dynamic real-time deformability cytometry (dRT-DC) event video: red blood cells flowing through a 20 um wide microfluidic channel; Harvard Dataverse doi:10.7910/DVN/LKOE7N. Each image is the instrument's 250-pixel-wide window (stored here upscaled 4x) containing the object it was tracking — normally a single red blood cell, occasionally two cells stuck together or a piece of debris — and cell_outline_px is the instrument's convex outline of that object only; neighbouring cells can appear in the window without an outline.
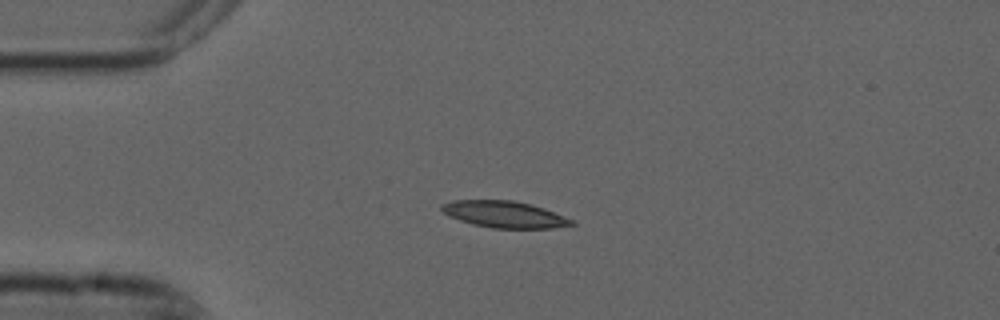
{"species": "common noctule bat (a hibernating species)", "species_latin": "Nyctalus noctula", "temperature_condition": "cold", "stored_images_in_passage": 7, "camera_frame_rate_fps": 3000, "um_per_image_px": 0.085, "animal": {"sex": "male", "forearm_length_mm": 52.5}, "frame": {"image": 1, "passage_image": 4, "time_ms": 1.0, "image_size_px": [1000, 320], "cell_outline_px": [[576, 224], [552, 228], [492, 228], [472, 224], [448, 216], [440, 208], [440, 204], [452, 200], [512, 200], [544, 208], [572, 220]], "centroid_in_image_um": [42.82, 18.22], "position_along_channel_um": 42.2, "area_um2": 20.0}}
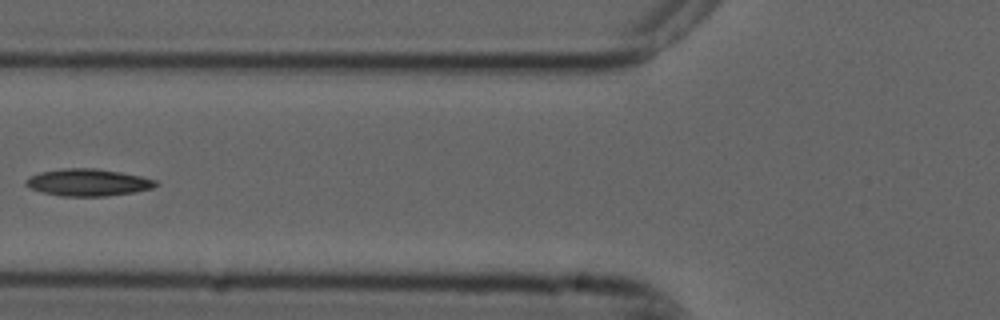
{"frame": {"image": 2, "passage_image": 6, "time_ms": 1.667, "image_size_px": [1000, 320], "cell_outline_px": [[160, 184], [152, 188], [132, 192], [108, 196], [60, 196], [28, 188], [24, 184], [24, 180], [28, 176], [40, 172], [64, 168], [96, 168], [120, 172], [140, 176], [156, 180]], "centroid_in_image_um": [7.44, 15.5], "position_along_channel_um": 118.4, "area_um2": 20.58}}
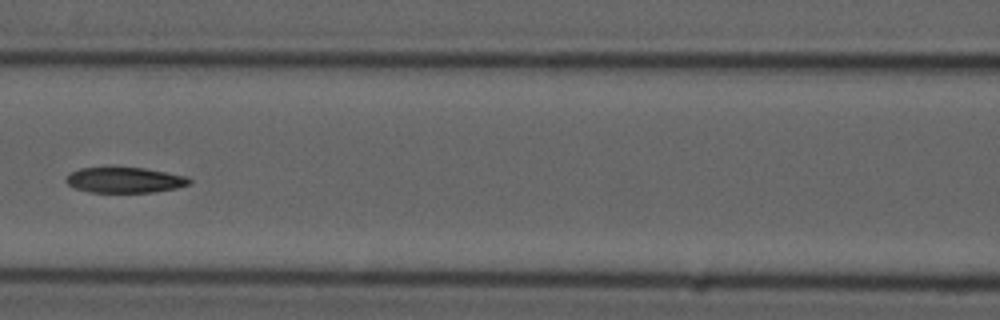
{"frame": {"image": 3, "passage_image": 7, "time_ms": 2.0, "image_size_px": [1000, 320], "cell_outline_px": [[192, 180], [188, 184], [176, 188], [152, 192], [88, 192], [76, 188], [68, 184], [64, 180], [72, 172], [80, 168], [144, 168], [188, 176]], "centroid_in_image_um": [10.62, 15.31], "position_along_channel_um": 156.0, "area_um2": 18.09}}